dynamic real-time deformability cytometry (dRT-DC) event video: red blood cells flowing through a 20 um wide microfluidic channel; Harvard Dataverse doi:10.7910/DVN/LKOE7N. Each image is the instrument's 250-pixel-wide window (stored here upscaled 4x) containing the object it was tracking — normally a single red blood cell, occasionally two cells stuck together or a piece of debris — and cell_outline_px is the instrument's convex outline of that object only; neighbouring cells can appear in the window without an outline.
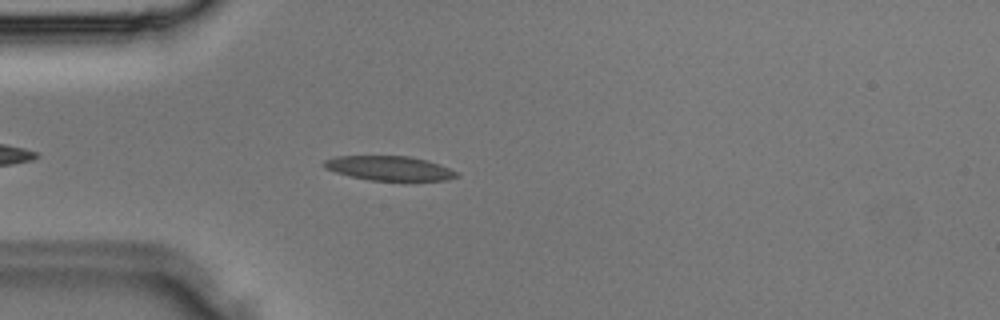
{"species": "Egyptian fruit bat (a non-hibernating species)", "species_latin": "Rousettus aegyptiacus", "temperature_condition": "room temperature", "stored_images_in_passage": 30, "camera_frame_rate_fps": 3000, "um_per_image_px": 0.085, "animal": {"sex": "male"}, "frame": {"image": 1, "passage_image": 4, "time_ms": 1.0, "image_size_px": [1000, 320], "cell_outline_px": [[460, 176], [444, 180], [404, 184], [368, 180], [336, 172], [324, 168], [320, 164], [324, 160], [336, 156], [408, 156], [428, 160], [440, 164], [460, 172]], "centroid_in_image_um": [33.18, 14.35], "position_along_channel_um": 51.8, "area_um2": 20.06}}
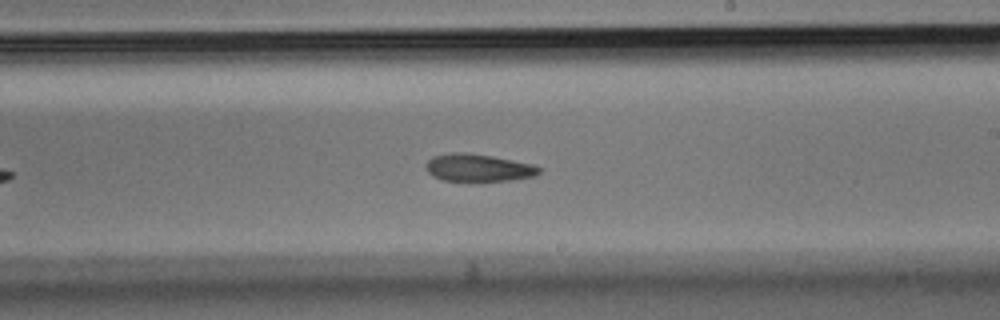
{"frame": {"image": 2, "passage_image": 15, "time_ms": 4.667, "image_size_px": [1000, 320], "cell_outline_px": [[540, 172], [536, 176], [512, 180], [444, 180], [432, 176], [428, 172], [428, 160], [432, 156], [452, 152], [464, 152], [492, 156], [532, 164], [540, 168]], "centroid_in_image_um": [40.67, 14.25], "position_along_channel_um": 248.3, "area_um2": 17.8}}
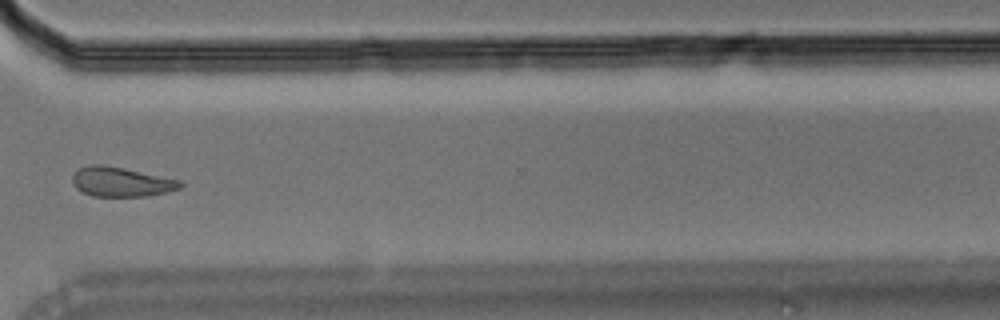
{"frame": {"image": 3, "passage_image": 21, "time_ms": 6.667, "image_size_px": [1000, 320], "cell_outline_px": [[184, 184], [180, 188], [168, 192], [148, 196], [92, 196], [76, 188], [72, 184], [72, 176], [80, 168], [88, 164], [100, 164], [124, 168], [180, 180]], "centroid_in_image_um": [10.3, 15.46], "position_along_channel_um": 360.3, "area_um2": 18.55}}